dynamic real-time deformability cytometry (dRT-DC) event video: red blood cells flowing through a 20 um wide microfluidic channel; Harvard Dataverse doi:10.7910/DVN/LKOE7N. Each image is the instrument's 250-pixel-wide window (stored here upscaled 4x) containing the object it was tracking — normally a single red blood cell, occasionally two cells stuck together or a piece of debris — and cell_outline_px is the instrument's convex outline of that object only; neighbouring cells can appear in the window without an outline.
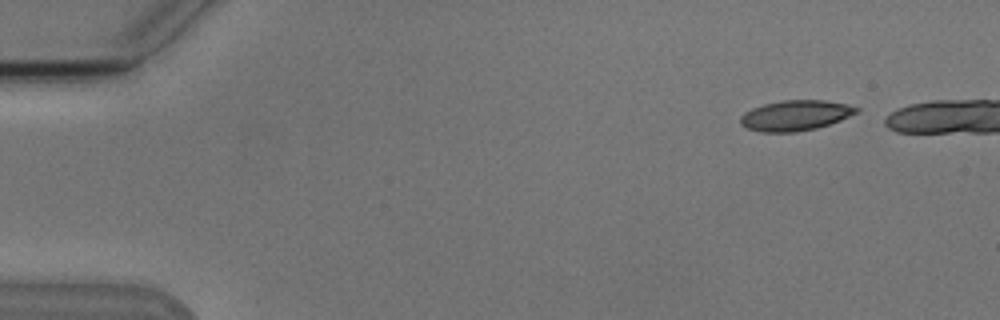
{"species": "Egyptian fruit bat (a non-hibernating species)", "species_latin": "Rousettus aegyptiacus", "temperature_condition": "cold", "stored_images_in_passage": 6, "camera_frame_rate_fps": 3000, "um_per_image_px": 0.085, "animal": {"sex": "male"}, "frame": {"image": 1, "passage_image": 1, "time_ms": 0.0, "image_size_px": [1000, 320], "cell_outline_px": [[860, 112], [840, 120], [816, 128], [796, 132], [760, 132], [748, 128], [740, 124], [740, 116], [744, 112], [752, 108], [764, 104], [780, 100], [824, 100], [844, 104], [860, 108]], "centroid_in_image_um": [67.59, 9.81], "position_along_channel_um": 17.4, "area_um2": 20.52}}